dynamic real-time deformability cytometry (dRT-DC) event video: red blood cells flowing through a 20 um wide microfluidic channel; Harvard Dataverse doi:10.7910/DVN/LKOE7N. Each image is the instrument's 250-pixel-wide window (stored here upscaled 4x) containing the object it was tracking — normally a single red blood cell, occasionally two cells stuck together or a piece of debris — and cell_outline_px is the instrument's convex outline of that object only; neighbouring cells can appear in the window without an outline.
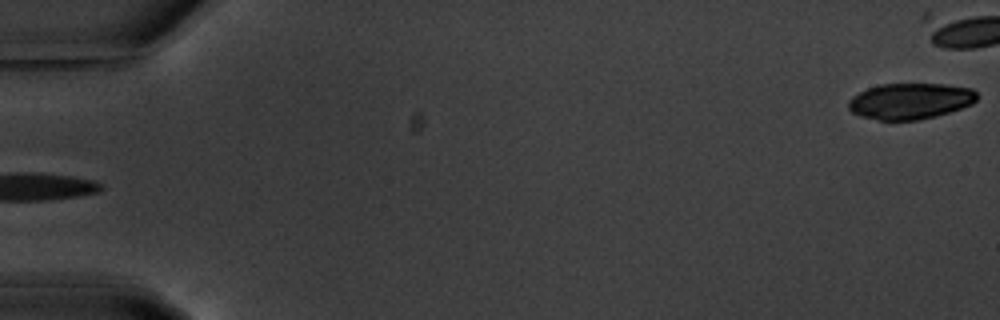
{"species": "common noctule bat (a hibernating species)", "species_latin": "Nyctalus noctula", "temperature_condition": "warm", "stored_images_in_passage": 6, "segment_of_instrument_passage": [2, 2], "camera_frame_rate_fps": 3000, "um_per_image_px": 0.085, "animal": {"sex": "male", "body_mass_g": 20.1, "forearm_length_mm": 53.5}, "frame": {"image": 1, "passage_image": 6, "time_ms": 6.333, "image_size_px": [1000, 320], "cell_outline_px": [[976, 100], [972, 104], [936, 116], [916, 120], [880, 120], [860, 116], [852, 112], [848, 108], [848, 100], [852, 96], [868, 88], [880, 84], [944, 84], [972, 88], [976, 92]], "centroid_in_image_um": [77.35, 8.59], "position_along_channel_um": 7.7, "area_um2": 26.88}}